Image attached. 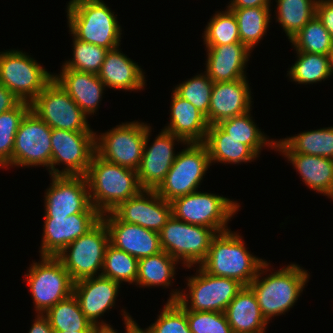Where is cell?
I'll return each instance as SVG.
<instances>
[{
  "label": "cell",
  "instance_id": "6da1fadb",
  "mask_svg": "<svg viewBox=\"0 0 333 333\" xmlns=\"http://www.w3.org/2000/svg\"><path fill=\"white\" fill-rule=\"evenodd\" d=\"M269 265L271 264L265 261L249 285L268 323L273 317L285 314L293 308L310 276L307 270L291 263L263 277L262 275L271 270Z\"/></svg>",
  "mask_w": 333,
  "mask_h": 333
},
{
  "label": "cell",
  "instance_id": "7a4b0ae2",
  "mask_svg": "<svg viewBox=\"0 0 333 333\" xmlns=\"http://www.w3.org/2000/svg\"><path fill=\"white\" fill-rule=\"evenodd\" d=\"M85 177L91 204L101 215L113 211L142 190L136 170L106 161L96 152Z\"/></svg>",
  "mask_w": 333,
  "mask_h": 333
},
{
  "label": "cell",
  "instance_id": "3957f363",
  "mask_svg": "<svg viewBox=\"0 0 333 333\" xmlns=\"http://www.w3.org/2000/svg\"><path fill=\"white\" fill-rule=\"evenodd\" d=\"M242 238L231 229L217 233L205 260L198 266L210 275L236 279L249 286L265 260L252 255Z\"/></svg>",
  "mask_w": 333,
  "mask_h": 333
},
{
  "label": "cell",
  "instance_id": "277c9868",
  "mask_svg": "<svg viewBox=\"0 0 333 333\" xmlns=\"http://www.w3.org/2000/svg\"><path fill=\"white\" fill-rule=\"evenodd\" d=\"M66 9L69 32L76 39L108 50L121 45V25L104 1L70 0Z\"/></svg>",
  "mask_w": 333,
  "mask_h": 333
},
{
  "label": "cell",
  "instance_id": "5b68a950",
  "mask_svg": "<svg viewBox=\"0 0 333 333\" xmlns=\"http://www.w3.org/2000/svg\"><path fill=\"white\" fill-rule=\"evenodd\" d=\"M197 269L195 276L186 279L189 293L175 289L168 301H177L186 311L225 312L244 285L236 279L210 275L200 266Z\"/></svg>",
  "mask_w": 333,
  "mask_h": 333
},
{
  "label": "cell",
  "instance_id": "8992f818",
  "mask_svg": "<svg viewBox=\"0 0 333 333\" xmlns=\"http://www.w3.org/2000/svg\"><path fill=\"white\" fill-rule=\"evenodd\" d=\"M170 203L174 218L212 228L216 233L229 230L228 222L240 208L237 201L198 190L177 197Z\"/></svg>",
  "mask_w": 333,
  "mask_h": 333
},
{
  "label": "cell",
  "instance_id": "52a82bcc",
  "mask_svg": "<svg viewBox=\"0 0 333 333\" xmlns=\"http://www.w3.org/2000/svg\"><path fill=\"white\" fill-rule=\"evenodd\" d=\"M185 146L186 148L177 153L163 182L155 190L169 202L197 191L208 168L212 165L203 142H189Z\"/></svg>",
  "mask_w": 333,
  "mask_h": 333
},
{
  "label": "cell",
  "instance_id": "ba28073f",
  "mask_svg": "<svg viewBox=\"0 0 333 333\" xmlns=\"http://www.w3.org/2000/svg\"><path fill=\"white\" fill-rule=\"evenodd\" d=\"M52 80L53 74L22 50L0 52V84L19 100L31 103Z\"/></svg>",
  "mask_w": 333,
  "mask_h": 333
},
{
  "label": "cell",
  "instance_id": "9c48e42d",
  "mask_svg": "<svg viewBox=\"0 0 333 333\" xmlns=\"http://www.w3.org/2000/svg\"><path fill=\"white\" fill-rule=\"evenodd\" d=\"M216 234L212 228L192 225L171 216L159 231V238L162 250L189 269L205 260Z\"/></svg>",
  "mask_w": 333,
  "mask_h": 333
},
{
  "label": "cell",
  "instance_id": "30bf717a",
  "mask_svg": "<svg viewBox=\"0 0 333 333\" xmlns=\"http://www.w3.org/2000/svg\"><path fill=\"white\" fill-rule=\"evenodd\" d=\"M25 274L35 311L45 314L51 307L73 294L74 282L56 256H41Z\"/></svg>",
  "mask_w": 333,
  "mask_h": 333
},
{
  "label": "cell",
  "instance_id": "8fae6325",
  "mask_svg": "<svg viewBox=\"0 0 333 333\" xmlns=\"http://www.w3.org/2000/svg\"><path fill=\"white\" fill-rule=\"evenodd\" d=\"M108 244L109 232L101 219L92 229L71 242L56 257L75 283L82 279L101 275Z\"/></svg>",
  "mask_w": 333,
  "mask_h": 333
},
{
  "label": "cell",
  "instance_id": "7c38bea8",
  "mask_svg": "<svg viewBox=\"0 0 333 333\" xmlns=\"http://www.w3.org/2000/svg\"><path fill=\"white\" fill-rule=\"evenodd\" d=\"M150 124L132 121L95 135L96 153L106 161L138 170Z\"/></svg>",
  "mask_w": 333,
  "mask_h": 333
},
{
  "label": "cell",
  "instance_id": "4fadbf2b",
  "mask_svg": "<svg viewBox=\"0 0 333 333\" xmlns=\"http://www.w3.org/2000/svg\"><path fill=\"white\" fill-rule=\"evenodd\" d=\"M30 104L31 110L51 129L94 132L88 116L54 79Z\"/></svg>",
  "mask_w": 333,
  "mask_h": 333
},
{
  "label": "cell",
  "instance_id": "5bb4252c",
  "mask_svg": "<svg viewBox=\"0 0 333 333\" xmlns=\"http://www.w3.org/2000/svg\"><path fill=\"white\" fill-rule=\"evenodd\" d=\"M96 132H77L52 129L50 176H85L92 156L96 152ZM65 165L64 169L56 165Z\"/></svg>",
  "mask_w": 333,
  "mask_h": 333
},
{
  "label": "cell",
  "instance_id": "9a60e30c",
  "mask_svg": "<svg viewBox=\"0 0 333 333\" xmlns=\"http://www.w3.org/2000/svg\"><path fill=\"white\" fill-rule=\"evenodd\" d=\"M51 134L52 129L30 109L15 136L13 166H44L50 175Z\"/></svg>",
  "mask_w": 333,
  "mask_h": 333
},
{
  "label": "cell",
  "instance_id": "2e32d148",
  "mask_svg": "<svg viewBox=\"0 0 333 333\" xmlns=\"http://www.w3.org/2000/svg\"><path fill=\"white\" fill-rule=\"evenodd\" d=\"M150 134L151 126L146 132L143 155L137 170L138 183L142 190H156L159 187L176 159L175 141L186 144L179 136L162 129L151 146H148Z\"/></svg>",
  "mask_w": 333,
  "mask_h": 333
},
{
  "label": "cell",
  "instance_id": "e0dca14e",
  "mask_svg": "<svg viewBox=\"0 0 333 333\" xmlns=\"http://www.w3.org/2000/svg\"><path fill=\"white\" fill-rule=\"evenodd\" d=\"M51 178L44 196V217H67L84 213L92 206L85 176L52 175Z\"/></svg>",
  "mask_w": 333,
  "mask_h": 333
},
{
  "label": "cell",
  "instance_id": "ac0fdd59",
  "mask_svg": "<svg viewBox=\"0 0 333 333\" xmlns=\"http://www.w3.org/2000/svg\"><path fill=\"white\" fill-rule=\"evenodd\" d=\"M101 216L92 205L84 213L67 217H44L40 256H56L71 242L92 229L101 220Z\"/></svg>",
  "mask_w": 333,
  "mask_h": 333
},
{
  "label": "cell",
  "instance_id": "d6986e66",
  "mask_svg": "<svg viewBox=\"0 0 333 333\" xmlns=\"http://www.w3.org/2000/svg\"><path fill=\"white\" fill-rule=\"evenodd\" d=\"M120 221L159 232L172 216L171 203L155 190H141L111 211Z\"/></svg>",
  "mask_w": 333,
  "mask_h": 333
},
{
  "label": "cell",
  "instance_id": "ffe728a7",
  "mask_svg": "<svg viewBox=\"0 0 333 333\" xmlns=\"http://www.w3.org/2000/svg\"><path fill=\"white\" fill-rule=\"evenodd\" d=\"M101 219L107 226L109 243L115 248L138 260L162 251L159 232L120 221L112 212L102 214Z\"/></svg>",
  "mask_w": 333,
  "mask_h": 333
},
{
  "label": "cell",
  "instance_id": "44dd1931",
  "mask_svg": "<svg viewBox=\"0 0 333 333\" xmlns=\"http://www.w3.org/2000/svg\"><path fill=\"white\" fill-rule=\"evenodd\" d=\"M120 285L119 282L101 275L74 283L73 294L82 312L94 326L110 325L99 318L115 306Z\"/></svg>",
  "mask_w": 333,
  "mask_h": 333
},
{
  "label": "cell",
  "instance_id": "7402d4cb",
  "mask_svg": "<svg viewBox=\"0 0 333 333\" xmlns=\"http://www.w3.org/2000/svg\"><path fill=\"white\" fill-rule=\"evenodd\" d=\"M246 78L236 81L214 82L207 123L218 124L220 121L239 116L252 110V96Z\"/></svg>",
  "mask_w": 333,
  "mask_h": 333
},
{
  "label": "cell",
  "instance_id": "603a6c76",
  "mask_svg": "<svg viewBox=\"0 0 333 333\" xmlns=\"http://www.w3.org/2000/svg\"><path fill=\"white\" fill-rule=\"evenodd\" d=\"M205 73L213 82L236 81L247 78L246 65L251 51L241 42L228 45H205Z\"/></svg>",
  "mask_w": 333,
  "mask_h": 333
},
{
  "label": "cell",
  "instance_id": "cb8c5ba5",
  "mask_svg": "<svg viewBox=\"0 0 333 333\" xmlns=\"http://www.w3.org/2000/svg\"><path fill=\"white\" fill-rule=\"evenodd\" d=\"M53 79L68 93L73 101L87 115H94L101 104L106 85L97 74L61 68Z\"/></svg>",
  "mask_w": 333,
  "mask_h": 333
},
{
  "label": "cell",
  "instance_id": "d4e9b609",
  "mask_svg": "<svg viewBox=\"0 0 333 333\" xmlns=\"http://www.w3.org/2000/svg\"><path fill=\"white\" fill-rule=\"evenodd\" d=\"M141 66L128 58L120 48L109 50L97 74L107 88L117 90H143L146 84Z\"/></svg>",
  "mask_w": 333,
  "mask_h": 333
},
{
  "label": "cell",
  "instance_id": "484cf974",
  "mask_svg": "<svg viewBox=\"0 0 333 333\" xmlns=\"http://www.w3.org/2000/svg\"><path fill=\"white\" fill-rule=\"evenodd\" d=\"M172 93L170 123L163 130L179 136L186 143L204 142L209 127L206 116L174 90Z\"/></svg>",
  "mask_w": 333,
  "mask_h": 333
},
{
  "label": "cell",
  "instance_id": "4316f807",
  "mask_svg": "<svg viewBox=\"0 0 333 333\" xmlns=\"http://www.w3.org/2000/svg\"><path fill=\"white\" fill-rule=\"evenodd\" d=\"M224 313L233 333H266L268 322L249 286L239 291Z\"/></svg>",
  "mask_w": 333,
  "mask_h": 333
},
{
  "label": "cell",
  "instance_id": "83f0119b",
  "mask_svg": "<svg viewBox=\"0 0 333 333\" xmlns=\"http://www.w3.org/2000/svg\"><path fill=\"white\" fill-rule=\"evenodd\" d=\"M285 156L302 181L311 190L333 200V160L322 156L299 153H281Z\"/></svg>",
  "mask_w": 333,
  "mask_h": 333
},
{
  "label": "cell",
  "instance_id": "f1b7e54d",
  "mask_svg": "<svg viewBox=\"0 0 333 333\" xmlns=\"http://www.w3.org/2000/svg\"><path fill=\"white\" fill-rule=\"evenodd\" d=\"M203 143L207 147L210 163L241 164L259 157L248 145L227 135L217 124L208 127Z\"/></svg>",
  "mask_w": 333,
  "mask_h": 333
},
{
  "label": "cell",
  "instance_id": "f546056e",
  "mask_svg": "<svg viewBox=\"0 0 333 333\" xmlns=\"http://www.w3.org/2000/svg\"><path fill=\"white\" fill-rule=\"evenodd\" d=\"M275 149L280 153L322 156L333 160V127L304 131L276 140Z\"/></svg>",
  "mask_w": 333,
  "mask_h": 333
},
{
  "label": "cell",
  "instance_id": "4dcf8cb0",
  "mask_svg": "<svg viewBox=\"0 0 333 333\" xmlns=\"http://www.w3.org/2000/svg\"><path fill=\"white\" fill-rule=\"evenodd\" d=\"M229 9L237 20L241 43L252 52L269 28L272 19L270 6Z\"/></svg>",
  "mask_w": 333,
  "mask_h": 333
},
{
  "label": "cell",
  "instance_id": "1f68e13d",
  "mask_svg": "<svg viewBox=\"0 0 333 333\" xmlns=\"http://www.w3.org/2000/svg\"><path fill=\"white\" fill-rule=\"evenodd\" d=\"M178 261L167 252H161L144 257L138 261V275L135 285L139 287H169L176 274Z\"/></svg>",
  "mask_w": 333,
  "mask_h": 333
},
{
  "label": "cell",
  "instance_id": "d6a6232c",
  "mask_svg": "<svg viewBox=\"0 0 333 333\" xmlns=\"http://www.w3.org/2000/svg\"><path fill=\"white\" fill-rule=\"evenodd\" d=\"M251 110L245 114L220 121L217 125L230 137L248 145L258 156L263 147H276V140H270L261 132L252 119Z\"/></svg>",
  "mask_w": 333,
  "mask_h": 333
},
{
  "label": "cell",
  "instance_id": "836d02e7",
  "mask_svg": "<svg viewBox=\"0 0 333 333\" xmlns=\"http://www.w3.org/2000/svg\"><path fill=\"white\" fill-rule=\"evenodd\" d=\"M44 315L54 331L94 330V325L82 312L74 294L56 303Z\"/></svg>",
  "mask_w": 333,
  "mask_h": 333
},
{
  "label": "cell",
  "instance_id": "e575fe53",
  "mask_svg": "<svg viewBox=\"0 0 333 333\" xmlns=\"http://www.w3.org/2000/svg\"><path fill=\"white\" fill-rule=\"evenodd\" d=\"M318 0H275L276 22L290 41L316 15Z\"/></svg>",
  "mask_w": 333,
  "mask_h": 333
},
{
  "label": "cell",
  "instance_id": "d590c367",
  "mask_svg": "<svg viewBox=\"0 0 333 333\" xmlns=\"http://www.w3.org/2000/svg\"><path fill=\"white\" fill-rule=\"evenodd\" d=\"M297 60L287 71L291 81L297 84H313L331 76L328 55L296 52Z\"/></svg>",
  "mask_w": 333,
  "mask_h": 333
},
{
  "label": "cell",
  "instance_id": "8d00e7d4",
  "mask_svg": "<svg viewBox=\"0 0 333 333\" xmlns=\"http://www.w3.org/2000/svg\"><path fill=\"white\" fill-rule=\"evenodd\" d=\"M296 52L328 55L333 47V40L322 21L315 15L290 40Z\"/></svg>",
  "mask_w": 333,
  "mask_h": 333
},
{
  "label": "cell",
  "instance_id": "74e56055",
  "mask_svg": "<svg viewBox=\"0 0 333 333\" xmlns=\"http://www.w3.org/2000/svg\"><path fill=\"white\" fill-rule=\"evenodd\" d=\"M31 104L21 101L15 108L0 114V168L13 167L14 140L20 123Z\"/></svg>",
  "mask_w": 333,
  "mask_h": 333
},
{
  "label": "cell",
  "instance_id": "f35d334b",
  "mask_svg": "<svg viewBox=\"0 0 333 333\" xmlns=\"http://www.w3.org/2000/svg\"><path fill=\"white\" fill-rule=\"evenodd\" d=\"M138 259L127 252L115 248L110 243L104 254L101 276L114 281L136 284L138 275Z\"/></svg>",
  "mask_w": 333,
  "mask_h": 333
},
{
  "label": "cell",
  "instance_id": "ab89813d",
  "mask_svg": "<svg viewBox=\"0 0 333 333\" xmlns=\"http://www.w3.org/2000/svg\"><path fill=\"white\" fill-rule=\"evenodd\" d=\"M204 45H228L241 42L237 20L228 7L225 11H217L204 29Z\"/></svg>",
  "mask_w": 333,
  "mask_h": 333
},
{
  "label": "cell",
  "instance_id": "60d3db41",
  "mask_svg": "<svg viewBox=\"0 0 333 333\" xmlns=\"http://www.w3.org/2000/svg\"><path fill=\"white\" fill-rule=\"evenodd\" d=\"M73 37V58L63 63L62 68L98 74L109 51L106 48L80 41Z\"/></svg>",
  "mask_w": 333,
  "mask_h": 333
},
{
  "label": "cell",
  "instance_id": "b9f144b4",
  "mask_svg": "<svg viewBox=\"0 0 333 333\" xmlns=\"http://www.w3.org/2000/svg\"><path fill=\"white\" fill-rule=\"evenodd\" d=\"M213 84L204 72L176 85L174 91L207 117Z\"/></svg>",
  "mask_w": 333,
  "mask_h": 333
},
{
  "label": "cell",
  "instance_id": "7bdbcfd3",
  "mask_svg": "<svg viewBox=\"0 0 333 333\" xmlns=\"http://www.w3.org/2000/svg\"><path fill=\"white\" fill-rule=\"evenodd\" d=\"M157 320L141 333H191L186 310L177 301H167Z\"/></svg>",
  "mask_w": 333,
  "mask_h": 333
},
{
  "label": "cell",
  "instance_id": "ee69618b",
  "mask_svg": "<svg viewBox=\"0 0 333 333\" xmlns=\"http://www.w3.org/2000/svg\"><path fill=\"white\" fill-rule=\"evenodd\" d=\"M191 333H233L224 312L186 311Z\"/></svg>",
  "mask_w": 333,
  "mask_h": 333
},
{
  "label": "cell",
  "instance_id": "f6af8a7d",
  "mask_svg": "<svg viewBox=\"0 0 333 333\" xmlns=\"http://www.w3.org/2000/svg\"><path fill=\"white\" fill-rule=\"evenodd\" d=\"M316 15L322 21L333 40V0H318Z\"/></svg>",
  "mask_w": 333,
  "mask_h": 333
},
{
  "label": "cell",
  "instance_id": "bcb514c9",
  "mask_svg": "<svg viewBox=\"0 0 333 333\" xmlns=\"http://www.w3.org/2000/svg\"><path fill=\"white\" fill-rule=\"evenodd\" d=\"M123 312V319L125 324V333H141L140 326L132 319L131 315L125 310ZM93 333H118L111 325L94 326Z\"/></svg>",
  "mask_w": 333,
  "mask_h": 333
},
{
  "label": "cell",
  "instance_id": "7dc6e473",
  "mask_svg": "<svg viewBox=\"0 0 333 333\" xmlns=\"http://www.w3.org/2000/svg\"><path fill=\"white\" fill-rule=\"evenodd\" d=\"M20 102L6 86L0 84V114L15 108Z\"/></svg>",
  "mask_w": 333,
  "mask_h": 333
},
{
  "label": "cell",
  "instance_id": "c3c4849f",
  "mask_svg": "<svg viewBox=\"0 0 333 333\" xmlns=\"http://www.w3.org/2000/svg\"><path fill=\"white\" fill-rule=\"evenodd\" d=\"M28 333H54V330L44 314H37Z\"/></svg>",
  "mask_w": 333,
  "mask_h": 333
},
{
  "label": "cell",
  "instance_id": "681fc988",
  "mask_svg": "<svg viewBox=\"0 0 333 333\" xmlns=\"http://www.w3.org/2000/svg\"><path fill=\"white\" fill-rule=\"evenodd\" d=\"M230 3V4H229ZM228 8H248L259 6H271V0H231Z\"/></svg>",
  "mask_w": 333,
  "mask_h": 333
},
{
  "label": "cell",
  "instance_id": "f907efd6",
  "mask_svg": "<svg viewBox=\"0 0 333 333\" xmlns=\"http://www.w3.org/2000/svg\"><path fill=\"white\" fill-rule=\"evenodd\" d=\"M328 58H329V69L331 72V75L333 74V47L331 49V51L328 54Z\"/></svg>",
  "mask_w": 333,
  "mask_h": 333
},
{
  "label": "cell",
  "instance_id": "816d5d0a",
  "mask_svg": "<svg viewBox=\"0 0 333 333\" xmlns=\"http://www.w3.org/2000/svg\"><path fill=\"white\" fill-rule=\"evenodd\" d=\"M54 333H93V330H79V331H74V332L54 331Z\"/></svg>",
  "mask_w": 333,
  "mask_h": 333
}]
</instances>
